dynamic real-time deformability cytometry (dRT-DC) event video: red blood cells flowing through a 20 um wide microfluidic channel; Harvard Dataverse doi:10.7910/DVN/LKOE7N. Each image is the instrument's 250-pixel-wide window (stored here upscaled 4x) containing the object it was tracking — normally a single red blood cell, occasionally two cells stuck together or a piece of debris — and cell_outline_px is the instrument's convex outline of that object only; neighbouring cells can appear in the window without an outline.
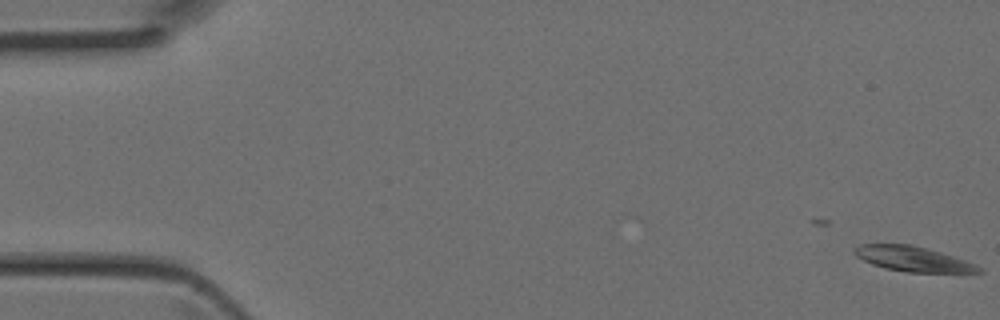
{"species": "Egyptian fruit bat (a non-hibernating species)", "species_latin": "Rousettus aegyptiacus", "temperature_condition": "room temperature", "stored_images_in_passage": 13, "camera_frame_rate_fps": 3000, "um_per_image_px": 0.085, "animal": {"sex": "female"}, "frame": {"image": 1, "passage_image": 1, "time_ms": 0.0, "image_size_px": [1000, 320], "cell_outline_px": [[984, 272], [908, 272], [884, 268], [872, 264], [856, 256], [852, 252], [852, 248], [860, 244], [912, 244], [940, 252], [976, 264], [984, 268]], "centroid_in_image_um": [77.57, 22.0], "position_along_channel_um": 7.4, "area_um2": 18.09}}